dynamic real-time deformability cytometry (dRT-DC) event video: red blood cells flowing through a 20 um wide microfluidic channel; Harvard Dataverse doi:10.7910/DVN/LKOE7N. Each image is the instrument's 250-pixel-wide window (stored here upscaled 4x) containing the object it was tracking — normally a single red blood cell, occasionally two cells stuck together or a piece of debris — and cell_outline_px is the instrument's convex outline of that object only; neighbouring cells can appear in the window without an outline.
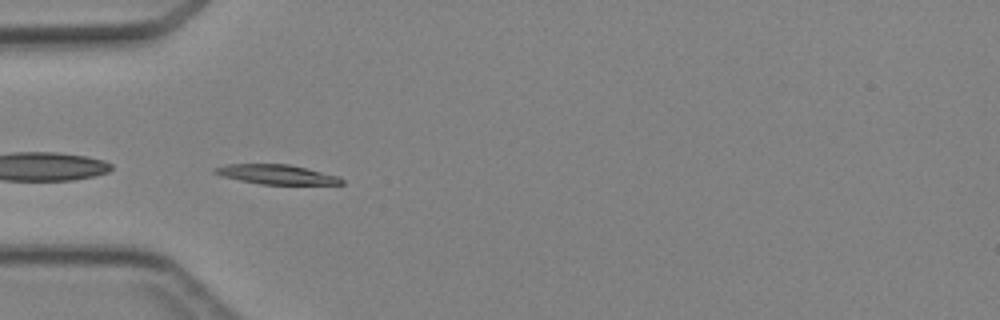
{"species": "Egyptian fruit bat (a non-hibernating species)", "species_latin": "Rousettus aegyptiacus", "temperature_condition": "cold", "stored_images_in_passage": 33, "camera_frame_rate_fps": 3000, "um_per_image_px": 0.085, "animal": {"sex": "female"}, "frame": {"image": 1, "passage_image": 1, "time_ms": 0.0, "image_size_px": [1000, 320], "cell_outline_px": [[344, 184], [260, 184], [220, 176], [212, 172], [212, 168], [228, 164], [288, 164], [336, 176], [344, 180]], "centroid_in_image_um": [23.41, 14.82], "position_along_channel_um": 61.6, "area_um2": 14.22}}
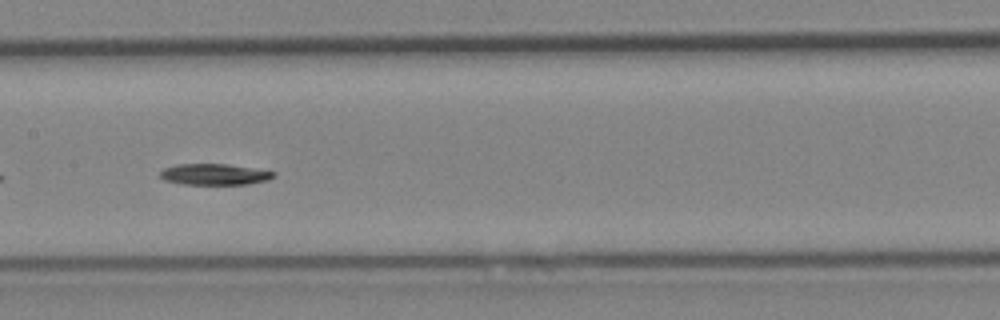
{"frame": {"image": 2, "passage_image": 10, "time_ms": 3.0, "image_size_px": [1000, 320], "cell_outline_px": [[276, 176], [268, 180], [248, 184], [184, 184], [164, 180], [160, 176], [160, 172], [164, 168], [176, 164], [228, 164], [276, 172]], "centroid_in_image_um": [18.24, 14.82], "position_along_channel_um": 189.2, "area_um2": 13.93}}
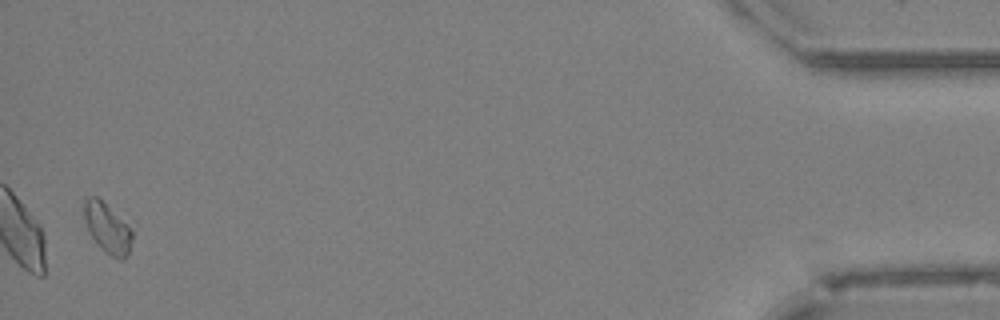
{"frame": {"image": 3, "passage_image": 32, "time_ms": 10.333, "image_size_px": [1000, 320], "cell_outline_px": [[132, 240], [128, 252], [124, 260], [120, 260], [104, 252], [88, 232], [84, 220], [84, 200], [88, 196], [96, 196], [132, 232]], "centroid_in_image_um": [9.07, 19.43], "position_along_channel_um": 426.1, "area_um2": 13.41}}